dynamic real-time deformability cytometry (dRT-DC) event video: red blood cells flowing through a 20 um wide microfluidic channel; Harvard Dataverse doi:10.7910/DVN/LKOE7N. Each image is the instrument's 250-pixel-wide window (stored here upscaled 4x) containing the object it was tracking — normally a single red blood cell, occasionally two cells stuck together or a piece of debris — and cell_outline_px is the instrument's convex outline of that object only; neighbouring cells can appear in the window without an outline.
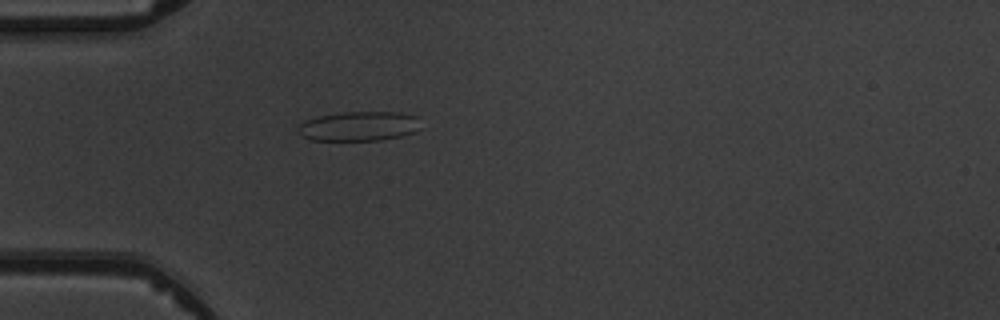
{"species": "common noctule bat (a hibernating species)", "species_latin": "Nyctalus noctula", "temperature_condition": "warm", "stored_images_in_passage": 2, "camera_frame_rate_fps": 3000, "um_per_image_px": 0.085, "animal": {"sex": "male", "body_mass_g": 19.5, "forearm_length_mm": 54.6}, "frame": {"image": 1, "passage_image": 2, "time_ms": 1.0, "image_size_px": [1000, 320], "cell_outline_px": [[424, 128], [416, 132], [400, 136], [380, 140], [308, 140], [300, 136], [296, 128], [304, 120], [320, 116], [344, 112], [400, 112], [420, 116]], "centroid_in_image_um": [30.58, 10.72], "position_along_channel_um": 54.4, "area_um2": 21.68}}